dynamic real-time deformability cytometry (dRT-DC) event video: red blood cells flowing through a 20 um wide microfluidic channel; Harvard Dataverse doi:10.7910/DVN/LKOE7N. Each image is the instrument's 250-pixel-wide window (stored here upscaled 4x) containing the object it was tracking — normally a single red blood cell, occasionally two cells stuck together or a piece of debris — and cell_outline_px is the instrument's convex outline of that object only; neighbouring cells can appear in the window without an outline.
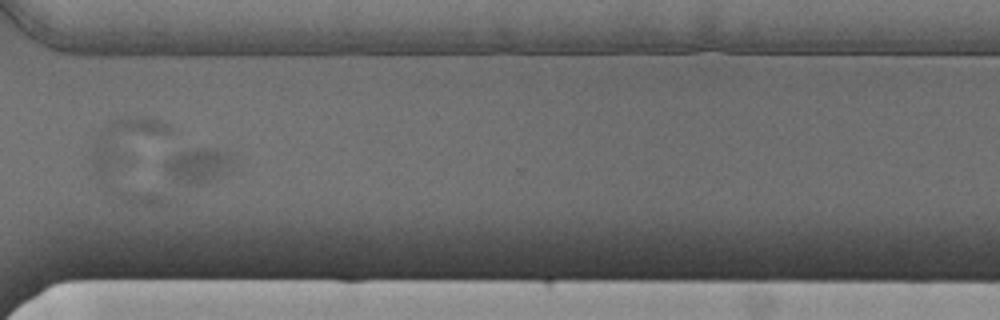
{"species": "Egyptian fruit bat (a non-hibernating species)", "species_latin": "Rousettus aegyptiacus", "temperature_condition": "cold", "stored_images_in_passage": 38, "segment_of_instrument_passage": [1, 2], "camera_frame_rate_fps": 3000, "um_per_image_px": 0.085, "animal": {"sex": "male"}, "frame": {"image": 1, "passage_image": 32, "time_ms": 10.333, "image_size_px": [1000, 320], "cell_outline_px": [[232, 160], [224, 176], [208, 184], [184, 184], [176, 180], [164, 168], [164, 160], [176, 152], [188, 148], [216, 148], [228, 152]], "centroid_in_image_um": [16.84, 14.05], "position_along_channel_um": 353.8, "area_um2": 14.05}}